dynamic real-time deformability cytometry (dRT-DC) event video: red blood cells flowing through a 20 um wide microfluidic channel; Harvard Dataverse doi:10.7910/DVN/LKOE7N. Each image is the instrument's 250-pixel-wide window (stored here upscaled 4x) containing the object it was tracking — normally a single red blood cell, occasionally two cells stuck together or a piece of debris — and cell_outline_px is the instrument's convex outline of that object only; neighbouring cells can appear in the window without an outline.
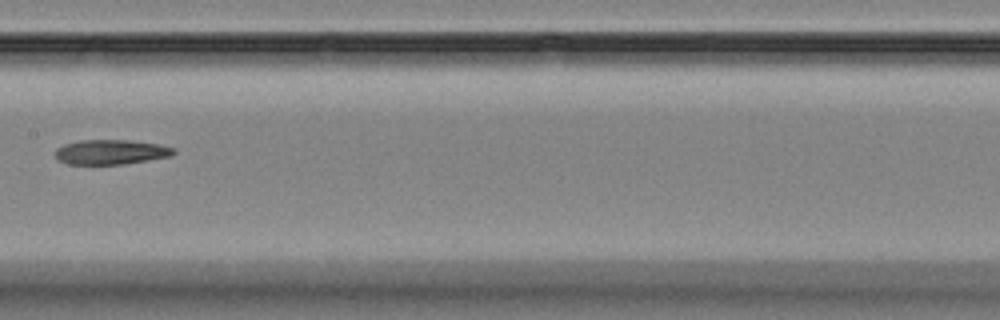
{"species": "Egyptian fruit bat (a non-hibernating species)", "species_latin": "Rousettus aegyptiacus", "temperature_condition": "room temperature", "stored_images_in_passage": 5, "camera_frame_rate_fps": 3000, "um_per_image_px": 0.085, "animal": {"sex": "female"}, "frame": {"image": 1, "passage_image": 5, "time_ms": 5.333, "image_size_px": [1000, 320], "cell_outline_px": [[176, 152], [172, 156], [124, 164], [68, 164], [60, 160], [52, 152], [56, 148], [64, 144], [80, 140], [128, 140], [156, 144], [176, 148]], "centroid_in_image_um": [9.42, 12.92], "position_along_channel_um": 198.0, "area_um2": 17.11}}